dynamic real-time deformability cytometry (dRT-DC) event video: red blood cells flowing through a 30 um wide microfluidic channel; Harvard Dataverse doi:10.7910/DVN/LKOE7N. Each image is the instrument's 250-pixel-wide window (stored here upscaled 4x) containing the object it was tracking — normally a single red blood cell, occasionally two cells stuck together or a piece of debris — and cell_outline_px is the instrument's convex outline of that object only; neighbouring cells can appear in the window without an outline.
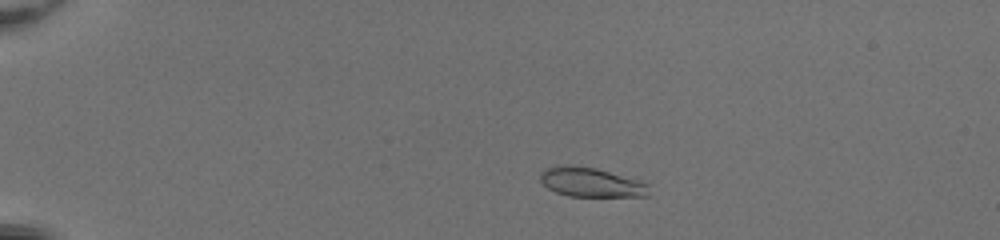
{"species": "common noctule bat (a hibernating species)", "species_latin": "Nyctalus noctula", "temperature_condition": "room temperature", "stored_images_in_passage": 49, "camera_frame_rate_fps": 3000, "um_per_image_px": 0.085, "animal": {"sex": "female", "body_mass_g": 20.0, "forearm_length_mm": 54.0}, "frame": {"image": 1, "passage_image": 9, "time_ms": 2.667, "image_size_px": [1000, 240], "cell_outline_px": [[648, 196], [568, 196], [556, 192], [548, 188], [540, 180], [540, 172], [544, 168], [560, 164], [568, 164], [596, 168], [636, 180], [648, 184]], "centroid_in_image_um": [50.16, 15.48], "position_along_channel_um": 34.8, "area_um2": 18.5}}
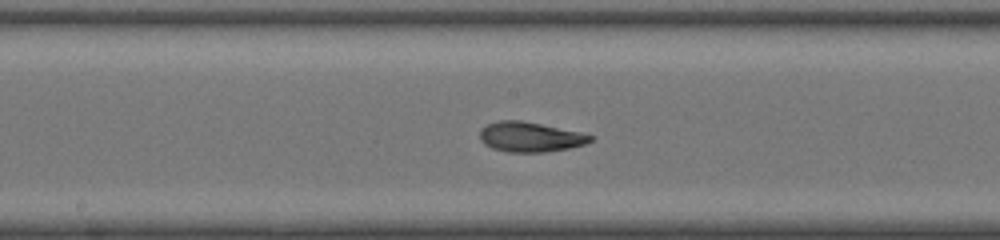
{"frame": {"image": 2, "passage_image": 27, "time_ms": 8.667, "image_size_px": [1000, 240], "cell_outline_px": [[596, 136], [592, 140], [584, 144], [568, 148], [544, 152], [508, 152], [492, 148], [484, 144], [480, 140], [480, 128], [496, 120], [520, 120], [580, 132]], "centroid_in_image_um": [45.03, 11.63], "position_along_channel_um": 203.2, "area_um2": 19.25}}
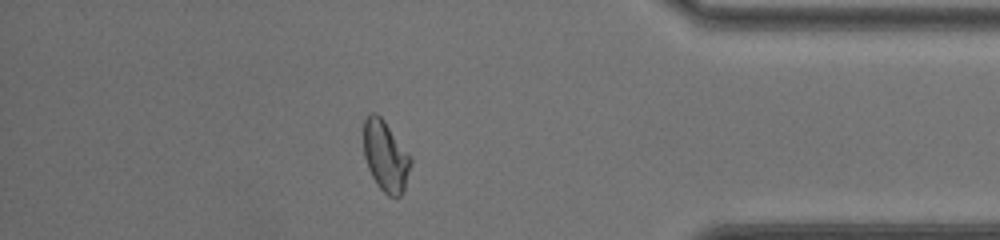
{"frame": {"image": 3, "passage_image": 43, "time_ms": 14.0, "image_size_px": [1000, 240], "cell_outline_px": [[412, 164], [404, 192], [400, 196], [388, 196], [376, 184], [368, 168], [364, 156], [364, 120], [372, 112], [376, 112], [384, 120], [412, 156]], "centroid_in_image_um": [32.8, 13.28], "position_along_channel_um": 402.4, "area_um2": 19.65}, "authors_computed_cell_mechanics": {"area_um2": 19.363, "velocity_mm_per_s": 4.175, "shape_relaxation_time_tau1_ms": 5.7488, "shape_relaxation_time_tau2_ms": 1.3072, "deformation_change_tau1": 0.1924, "deformation_change_tau2": 0.0696}}